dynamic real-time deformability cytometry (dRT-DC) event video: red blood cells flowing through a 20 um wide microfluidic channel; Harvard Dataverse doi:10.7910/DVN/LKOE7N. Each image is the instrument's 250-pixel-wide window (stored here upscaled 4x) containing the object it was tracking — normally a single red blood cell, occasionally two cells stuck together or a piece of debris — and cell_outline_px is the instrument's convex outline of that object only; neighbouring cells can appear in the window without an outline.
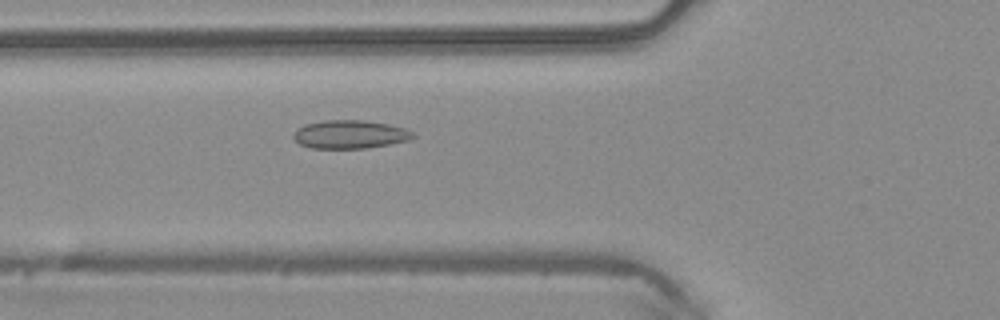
{"species": "common noctule bat (a hibernating species)", "species_latin": "Nyctalus noctula", "temperature_condition": "warm", "stored_images_in_passage": 49, "camera_frame_rate_fps": 3000, "um_per_image_px": 0.085, "animal": {"sex": "male", "body_mass_g": 20.4}, "frame": {"image": 1, "passage_image": 18, "time_ms": 5.667, "image_size_px": [1000, 320], "cell_outline_px": [[416, 136], [408, 140], [368, 148], [312, 148], [300, 144], [292, 136], [296, 128], [304, 124], [324, 120], [364, 120], [388, 124], [404, 128], [412, 132]], "centroid_in_image_um": [29.71, 11.41], "position_along_channel_um": 96.1, "area_um2": 19.71}}
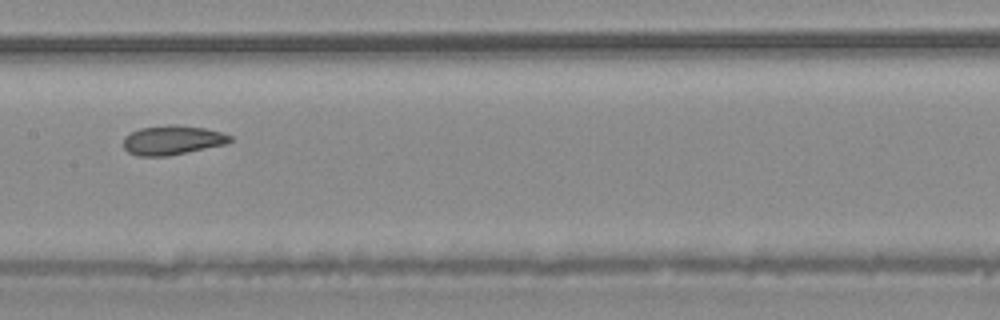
{"frame": {"image": 2, "passage_image": 25, "time_ms": 8.0, "image_size_px": [1000, 320], "cell_outline_px": [[232, 140], [224, 144], [168, 156], [136, 156], [128, 152], [124, 148], [124, 136], [140, 128], [172, 124], [176, 124], [204, 128], [224, 132], [232, 136]], "centroid_in_image_um": [14.64, 11.9], "position_along_channel_um": 192.8, "area_um2": 18.21}}
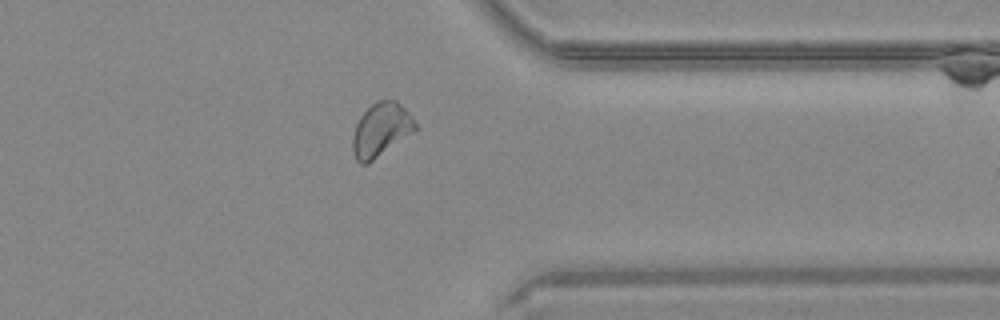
{"frame": {"image": 3, "passage_image": 39, "time_ms": 12.667, "image_size_px": [1000, 320], "cell_outline_px": [[416, 128], [412, 132], [368, 164], [360, 164], [356, 160], [352, 152], [352, 136], [356, 124], [360, 116], [376, 100], [396, 100], [412, 116], [416, 124]], "centroid_in_image_um": [32.34, 11.03], "position_along_channel_um": 379.1, "area_um2": 19.36}, "authors_computed_cell_mechanics": {"area_um2": 19.5364, "velocity_mm_per_s": 4.1225, "shape_relaxation_time_tau1_ms": 10.2878, "shape_relaxation_time_tau2_ms": 1.6008, "deformation_change_tau1": 0.151, "deformation_change_tau2": 0.0555}}